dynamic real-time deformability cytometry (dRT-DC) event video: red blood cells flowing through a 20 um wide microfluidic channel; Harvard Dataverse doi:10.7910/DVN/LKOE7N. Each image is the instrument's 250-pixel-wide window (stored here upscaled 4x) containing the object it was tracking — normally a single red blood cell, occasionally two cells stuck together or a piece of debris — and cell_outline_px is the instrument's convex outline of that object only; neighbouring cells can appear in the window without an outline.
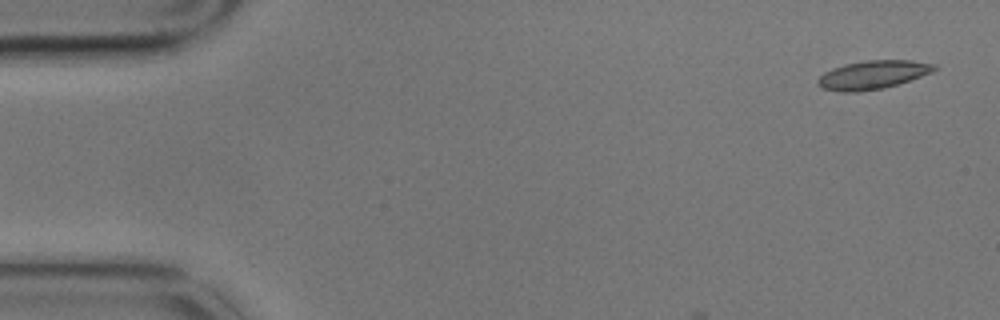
{"species": "common noctule bat (a hibernating species)", "species_latin": "Nyctalus noctula", "temperature_condition": "cold", "stored_images_in_passage": 4, "camera_frame_rate_fps": 3000, "um_per_image_px": 0.085, "animal": {"sex": "male", "body_mass_g": 17.9}, "frame": {"image": 1, "passage_image": 1, "time_ms": 0.0, "image_size_px": [1000, 320], "cell_outline_px": [[940, 68], [932, 72], [884, 88], [856, 92], [840, 92], [824, 88], [816, 80], [824, 72], [832, 68], [844, 64], [868, 60], [912, 60], [936, 64]], "centroid_in_image_um": [74.21, 6.34], "position_along_channel_um": 10.8, "area_um2": 19.25}}
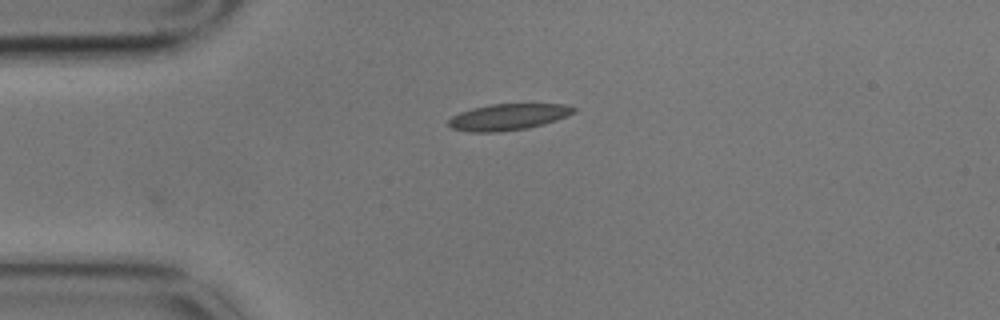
{"frame": {"image": 2, "passage_image": 4, "time_ms": 1.0, "image_size_px": [1000, 320], "cell_outline_px": [[576, 112], [568, 116], [544, 124], [528, 128], [496, 132], [472, 132], [452, 128], [448, 124], [448, 120], [452, 116], [460, 112], [472, 108], [492, 104], [564, 104], [576, 108]], "centroid_in_image_um": [43.21, 9.94], "position_along_channel_um": 41.8, "area_um2": 19.19}}